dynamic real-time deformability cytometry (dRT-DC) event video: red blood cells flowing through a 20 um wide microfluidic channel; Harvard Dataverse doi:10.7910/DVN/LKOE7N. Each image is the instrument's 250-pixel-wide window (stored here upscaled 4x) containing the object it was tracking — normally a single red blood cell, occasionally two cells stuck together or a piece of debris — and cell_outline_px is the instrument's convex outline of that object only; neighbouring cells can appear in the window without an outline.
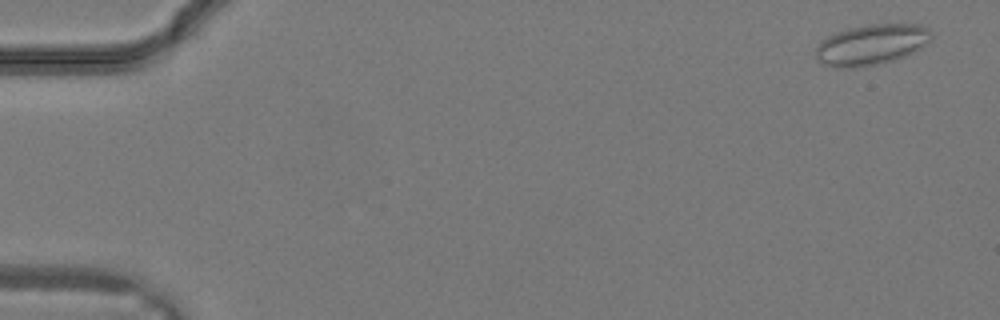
{"species": "common noctule bat (a hibernating species)", "species_latin": "Nyctalus noctula", "temperature_condition": "warm", "stored_images_in_passage": 7, "camera_frame_rate_fps": 3000, "um_per_image_px": 0.085, "animal": {"sex": "male", "body_mass_g": 19.2, "forearm_length_mm": 51.8}, "frame": {"image": 1, "passage_image": 2, "time_ms": 0.333, "image_size_px": [1000, 320], "cell_outline_px": [[932, 36], [920, 48], [904, 56], [892, 60], [876, 64], [852, 68], [836, 68], [824, 64], [816, 60], [816, 48], [828, 36], [836, 32], [852, 28], [872, 24], [920, 24], [928, 28], [932, 32]], "centroid_in_image_um": [74.06, 3.8], "position_along_channel_um": 10.9, "area_um2": 26.93}}